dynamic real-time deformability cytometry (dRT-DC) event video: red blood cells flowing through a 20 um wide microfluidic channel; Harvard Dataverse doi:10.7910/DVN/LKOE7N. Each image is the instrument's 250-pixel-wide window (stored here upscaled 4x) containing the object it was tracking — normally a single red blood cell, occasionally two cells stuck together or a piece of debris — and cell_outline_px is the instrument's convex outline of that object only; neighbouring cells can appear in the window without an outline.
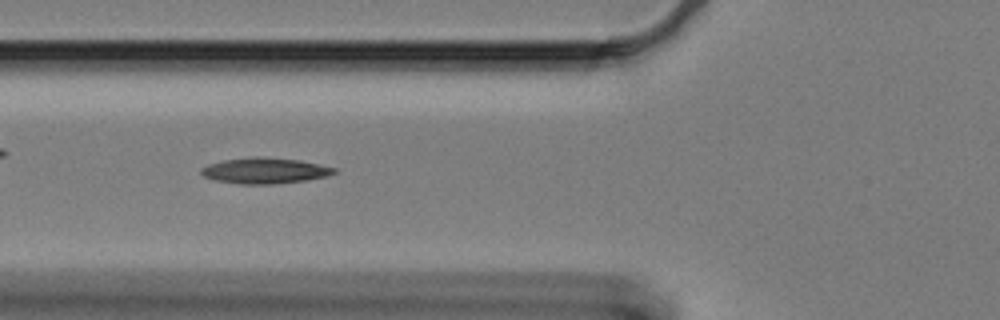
{"species": "Egyptian fruit bat (a non-hibernating species)", "species_latin": "Rousettus aegyptiacus", "temperature_condition": "cold", "stored_images_in_passage": 54, "camera_frame_rate_fps": 3000, "um_per_image_px": 0.085, "animal": {"sex": "female"}, "frame": {"image": 1, "passage_image": 15, "time_ms": 4.667, "image_size_px": [1000, 320], "cell_outline_px": [[336, 172], [328, 176], [308, 180], [272, 184], [240, 184], [212, 180], [204, 176], [200, 172], [200, 168], [208, 164], [224, 160], [256, 156], [260, 156], [300, 160], [336, 168]], "centroid_in_image_um": [22.49, 14.51], "position_along_channel_um": 103.3, "area_um2": 20.11}}
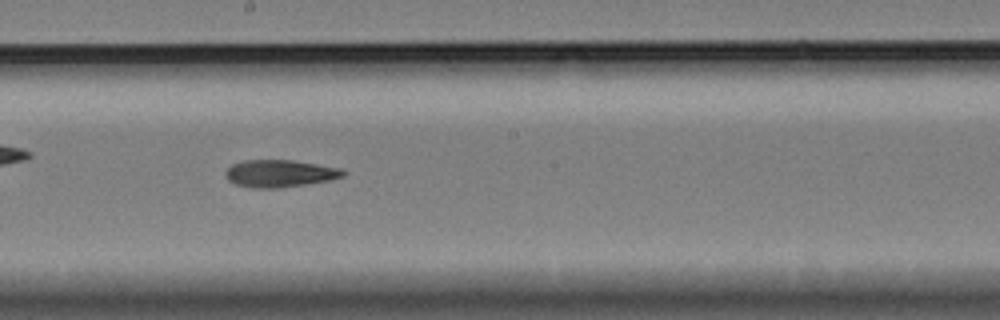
{"frame": {"image": 2, "passage_image": 26, "time_ms": 8.333, "image_size_px": [1000, 320], "cell_outline_px": [[348, 172], [344, 176], [328, 180], [280, 188], [252, 188], [236, 184], [228, 180], [224, 176], [224, 172], [232, 164], [244, 160], [292, 160], [344, 168]], "centroid_in_image_um": [23.79, 14.74], "position_along_channel_um": 224.4, "area_um2": 18.84}}
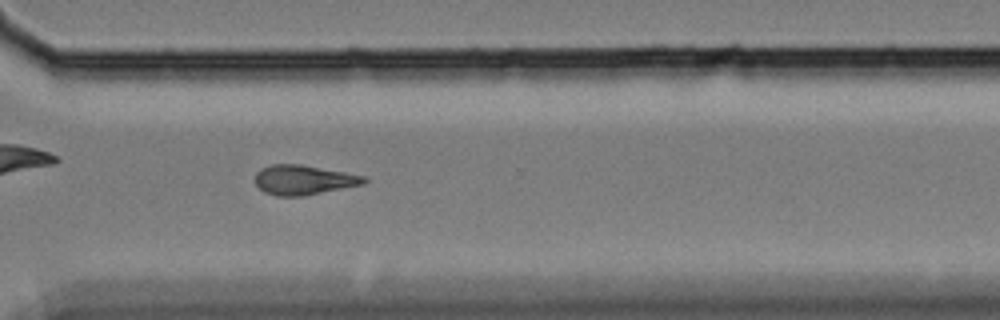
{"frame": {"image": 3, "passage_image": 37, "time_ms": 12.0, "image_size_px": [1000, 320], "cell_outline_px": [[368, 180], [364, 184], [304, 196], [276, 196], [264, 192], [256, 184], [256, 172], [260, 168], [272, 164], [300, 164], [368, 176]], "centroid_in_image_um": [25.83, 15.29], "position_along_channel_um": 344.8, "area_um2": 18.96}, "authors_computed_cell_mechanics": {"area_um2": 18.785, "velocity_mm_per_s": 3.2871, "shape_relaxation_time_tau1_ms": null, "shape_relaxation_time_tau2_ms": 7.8805, "deformation_change_tau1": null, "deformation_change_tau2": 0.1837}}